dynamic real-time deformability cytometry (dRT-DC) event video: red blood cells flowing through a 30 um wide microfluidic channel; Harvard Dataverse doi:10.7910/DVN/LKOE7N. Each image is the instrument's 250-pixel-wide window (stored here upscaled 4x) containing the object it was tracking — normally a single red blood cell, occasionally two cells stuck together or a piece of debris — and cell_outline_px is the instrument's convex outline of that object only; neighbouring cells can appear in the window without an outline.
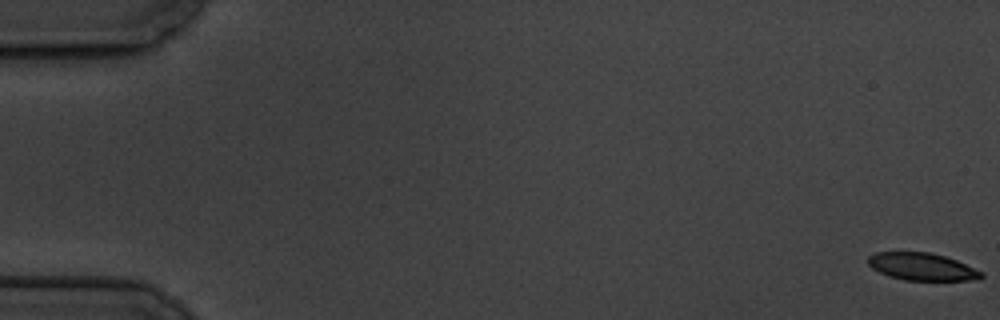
{"species": "common noctule bat (a hibernating species)", "species_latin": "Nyctalus noctula", "temperature_condition": "cold", "stored_images_in_passage": 59, "camera_frame_rate_fps": 3000, "um_per_image_px": 0.085, "animal": {"sex": "male", "body_mass_g": 19.5, "forearm_length_mm": 54.6}, "frame": {"image": 1, "passage_image": 1, "time_ms": 0.0, "image_size_px": [1000, 320], "cell_outline_px": [[984, 276], [968, 280], [904, 280], [888, 276], [872, 268], [868, 264], [868, 256], [876, 252], [928, 252], [944, 256], [956, 260], [984, 272]], "centroid_in_image_um": [78.34, 22.66], "position_along_channel_um": 6.7, "area_um2": 17.98}}
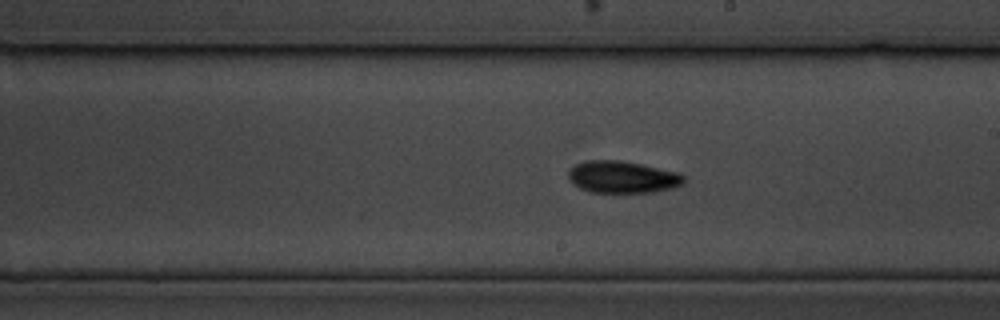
{"frame": {"image": 2, "passage_image": 34, "time_ms": 11.0, "image_size_px": [1000, 320], "cell_outline_px": [[684, 184], [672, 188], [656, 192], [588, 192], [572, 184], [568, 180], [568, 168], [576, 164], [588, 160], [620, 160], [680, 172], [684, 176]], "centroid_in_image_um": [52.89, 15.05], "position_along_channel_um": 236.1, "area_um2": 21.79}}
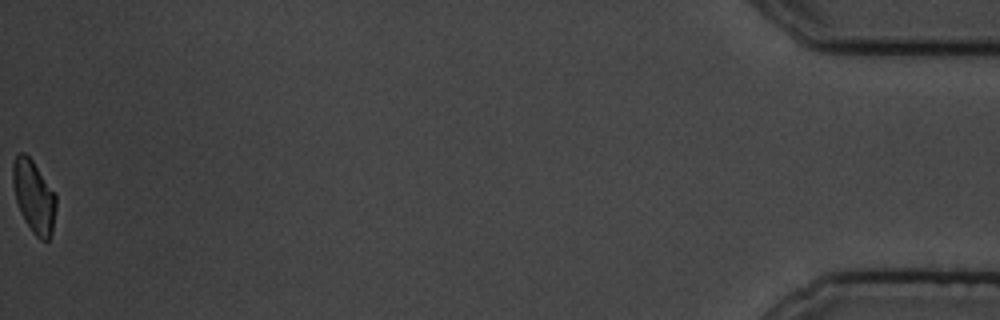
{"frame": {"image": 3, "passage_image": 59, "time_ms": 19.333, "image_size_px": [1000, 320], "cell_outline_px": [[56, 208], [52, 232], [48, 240], [40, 240], [32, 232], [24, 220], [20, 212], [16, 200], [12, 184], [12, 164], [16, 156], [20, 152], [24, 152], [32, 160], [56, 196]], "centroid_in_image_um": [2.86, 16.72], "position_along_channel_um": 432.3, "area_um2": 18.15}, "authors_computed_cell_mechanics": {"area_um2": 20.3456, "velocity_mm_per_s": 3.4874, "shape_relaxation_time_tau1_ms": 7.4313, "shape_relaxation_time_tau2_ms": null, "deformation_change_tau1": 0.1339, "deformation_change_tau2": null}}